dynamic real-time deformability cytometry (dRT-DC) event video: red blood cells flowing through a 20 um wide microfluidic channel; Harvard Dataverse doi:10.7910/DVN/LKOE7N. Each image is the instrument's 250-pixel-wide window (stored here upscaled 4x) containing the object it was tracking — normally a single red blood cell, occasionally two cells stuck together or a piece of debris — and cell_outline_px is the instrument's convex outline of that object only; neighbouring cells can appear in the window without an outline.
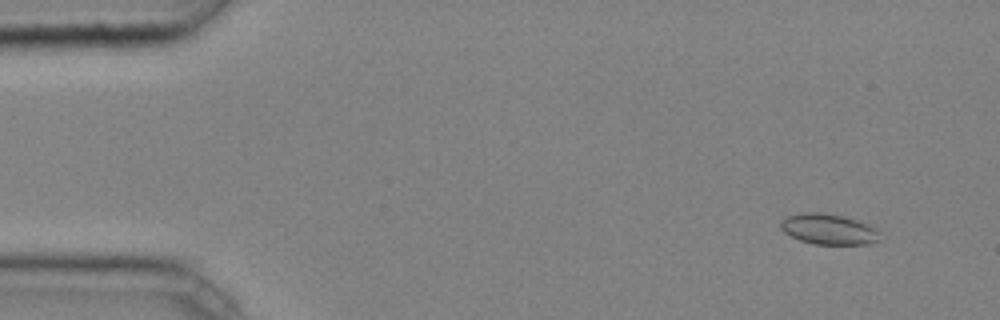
{"species": "common noctule bat (a hibernating species)", "species_latin": "Nyctalus noctula", "temperature_condition": "cold", "stored_images_in_passage": 7, "camera_frame_rate_fps": 3000, "um_per_image_px": 0.085, "animal": {"sex": "male", "body_mass_g": 20.4}, "frame": {"image": 1, "passage_image": 2, "time_ms": 0.333, "image_size_px": [1000, 320], "cell_outline_px": [[880, 232], [876, 240], [868, 244], [812, 244], [800, 240], [784, 232], [780, 228], [780, 220], [788, 216], [800, 212], [824, 212], [860, 220], [876, 228]], "centroid_in_image_um": [70.4, 19.46], "position_along_channel_um": 14.6, "area_um2": 17.8}}
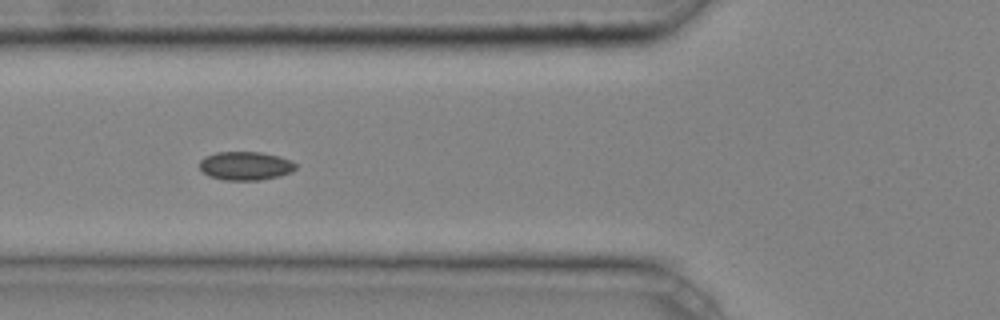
{"frame": {"image": 2, "passage_image": 6, "time_ms": 1.667, "image_size_px": [1000, 320], "cell_outline_px": [[296, 168], [292, 172], [260, 180], [224, 180], [208, 176], [200, 168], [200, 160], [204, 156], [216, 152], [260, 152], [280, 156], [296, 164]], "centroid_in_image_um": [20.83, 14.09], "position_along_channel_um": 105.0, "area_um2": 15.95}}
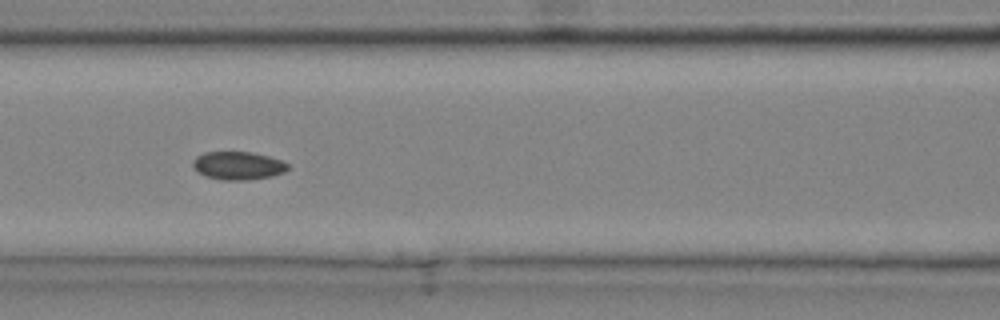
{"frame": {"image": 3, "passage_image": 7, "time_ms": 2.0, "image_size_px": [1000, 320], "cell_outline_px": [[288, 168], [284, 172], [272, 176], [248, 180], [224, 180], [204, 176], [196, 172], [192, 168], [192, 160], [196, 156], [204, 152], [252, 152], [268, 156], [280, 160], [288, 164]], "centroid_in_image_um": [20.17, 14.08], "position_along_channel_um": 146.4, "area_um2": 15.72}}